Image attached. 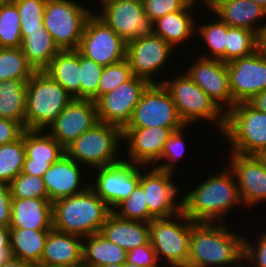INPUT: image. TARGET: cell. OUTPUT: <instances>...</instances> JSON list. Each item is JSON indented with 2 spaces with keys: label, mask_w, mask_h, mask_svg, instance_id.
<instances>
[{
  "label": "cell",
  "mask_w": 266,
  "mask_h": 267,
  "mask_svg": "<svg viewBox=\"0 0 266 267\" xmlns=\"http://www.w3.org/2000/svg\"><path fill=\"white\" fill-rule=\"evenodd\" d=\"M190 0H143V9L148 20L153 23L168 13L183 10Z\"/></svg>",
  "instance_id": "f6af8a7d"
},
{
  "label": "cell",
  "mask_w": 266,
  "mask_h": 267,
  "mask_svg": "<svg viewBox=\"0 0 266 267\" xmlns=\"http://www.w3.org/2000/svg\"><path fill=\"white\" fill-rule=\"evenodd\" d=\"M72 99L45 71H35L26 84L25 130L45 132Z\"/></svg>",
  "instance_id": "277c9868"
},
{
  "label": "cell",
  "mask_w": 266,
  "mask_h": 267,
  "mask_svg": "<svg viewBox=\"0 0 266 267\" xmlns=\"http://www.w3.org/2000/svg\"><path fill=\"white\" fill-rule=\"evenodd\" d=\"M0 249H10V227L0 226Z\"/></svg>",
  "instance_id": "f5cc1de1"
},
{
  "label": "cell",
  "mask_w": 266,
  "mask_h": 267,
  "mask_svg": "<svg viewBox=\"0 0 266 267\" xmlns=\"http://www.w3.org/2000/svg\"><path fill=\"white\" fill-rule=\"evenodd\" d=\"M201 1H204L203 3L206 4L204 6H206L209 9L217 0H201ZM190 2L193 4H197L199 1L190 0Z\"/></svg>",
  "instance_id": "6f0895ef"
},
{
  "label": "cell",
  "mask_w": 266,
  "mask_h": 267,
  "mask_svg": "<svg viewBox=\"0 0 266 267\" xmlns=\"http://www.w3.org/2000/svg\"><path fill=\"white\" fill-rule=\"evenodd\" d=\"M149 84L146 79L133 76L127 82L101 96L95 102L98 121L115 125L123 130L129 123L136 104Z\"/></svg>",
  "instance_id": "4fadbf2b"
},
{
  "label": "cell",
  "mask_w": 266,
  "mask_h": 267,
  "mask_svg": "<svg viewBox=\"0 0 266 267\" xmlns=\"http://www.w3.org/2000/svg\"><path fill=\"white\" fill-rule=\"evenodd\" d=\"M43 133V130L24 131L22 173L26 175L43 177L50 166L65 154V149L50 134Z\"/></svg>",
  "instance_id": "7402d4cb"
},
{
  "label": "cell",
  "mask_w": 266,
  "mask_h": 267,
  "mask_svg": "<svg viewBox=\"0 0 266 267\" xmlns=\"http://www.w3.org/2000/svg\"><path fill=\"white\" fill-rule=\"evenodd\" d=\"M25 161L24 132L16 141L0 146V183L10 182L22 172Z\"/></svg>",
  "instance_id": "e575fe53"
},
{
  "label": "cell",
  "mask_w": 266,
  "mask_h": 267,
  "mask_svg": "<svg viewBox=\"0 0 266 267\" xmlns=\"http://www.w3.org/2000/svg\"><path fill=\"white\" fill-rule=\"evenodd\" d=\"M209 11L230 27L249 29L257 34L264 26H256L257 20L260 22L266 17L263 7L247 0H217Z\"/></svg>",
  "instance_id": "484cf974"
},
{
  "label": "cell",
  "mask_w": 266,
  "mask_h": 267,
  "mask_svg": "<svg viewBox=\"0 0 266 267\" xmlns=\"http://www.w3.org/2000/svg\"><path fill=\"white\" fill-rule=\"evenodd\" d=\"M12 198H48L43 177L18 174L9 184Z\"/></svg>",
  "instance_id": "b9f144b4"
},
{
  "label": "cell",
  "mask_w": 266,
  "mask_h": 267,
  "mask_svg": "<svg viewBox=\"0 0 266 267\" xmlns=\"http://www.w3.org/2000/svg\"><path fill=\"white\" fill-rule=\"evenodd\" d=\"M126 262L141 267H162L156 257L155 250L150 241L128 251Z\"/></svg>",
  "instance_id": "7dc6e473"
},
{
  "label": "cell",
  "mask_w": 266,
  "mask_h": 267,
  "mask_svg": "<svg viewBox=\"0 0 266 267\" xmlns=\"http://www.w3.org/2000/svg\"><path fill=\"white\" fill-rule=\"evenodd\" d=\"M97 105L91 99H75L49 125V133L64 149L97 124Z\"/></svg>",
  "instance_id": "ac0fdd59"
},
{
  "label": "cell",
  "mask_w": 266,
  "mask_h": 267,
  "mask_svg": "<svg viewBox=\"0 0 266 267\" xmlns=\"http://www.w3.org/2000/svg\"><path fill=\"white\" fill-rule=\"evenodd\" d=\"M121 1H132V2H141L143 0H100L101 4H108V3H113V2H121Z\"/></svg>",
  "instance_id": "680465c9"
},
{
  "label": "cell",
  "mask_w": 266,
  "mask_h": 267,
  "mask_svg": "<svg viewBox=\"0 0 266 267\" xmlns=\"http://www.w3.org/2000/svg\"><path fill=\"white\" fill-rule=\"evenodd\" d=\"M11 256L10 249H0V265L6 262Z\"/></svg>",
  "instance_id": "11a10c76"
},
{
  "label": "cell",
  "mask_w": 266,
  "mask_h": 267,
  "mask_svg": "<svg viewBox=\"0 0 266 267\" xmlns=\"http://www.w3.org/2000/svg\"><path fill=\"white\" fill-rule=\"evenodd\" d=\"M113 212L119 217L149 223L154 217L149 213L144 188L138 184L131 195L122 201Z\"/></svg>",
  "instance_id": "ab89813d"
},
{
  "label": "cell",
  "mask_w": 266,
  "mask_h": 267,
  "mask_svg": "<svg viewBox=\"0 0 266 267\" xmlns=\"http://www.w3.org/2000/svg\"><path fill=\"white\" fill-rule=\"evenodd\" d=\"M77 50L96 63L108 66L126 59L127 43L92 13L86 20Z\"/></svg>",
  "instance_id": "8fae6325"
},
{
  "label": "cell",
  "mask_w": 266,
  "mask_h": 267,
  "mask_svg": "<svg viewBox=\"0 0 266 267\" xmlns=\"http://www.w3.org/2000/svg\"><path fill=\"white\" fill-rule=\"evenodd\" d=\"M73 98L80 99V67L78 50H60L43 70Z\"/></svg>",
  "instance_id": "f1b7e54d"
},
{
  "label": "cell",
  "mask_w": 266,
  "mask_h": 267,
  "mask_svg": "<svg viewBox=\"0 0 266 267\" xmlns=\"http://www.w3.org/2000/svg\"><path fill=\"white\" fill-rule=\"evenodd\" d=\"M257 46L258 51L266 56V24L260 29L259 33L257 34Z\"/></svg>",
  "instance_id": "db71d44e"
},
{
  "label": "cell",
  "mask_w": 266,
  "mask_h": 267,
  "mask_svg": "<svg viewBox=\"0 0 266 267\" xmlns=\"http://www.w3.org/2000/svg\"><path fill=\"white\" fill-rule=\"evenodd\" d=\"M19 11L22 39L28 32L44 29L43 15L47 0H11Z\"/></svg>",
  "instance_id": "f35d334b"
},
{
  "label": "cell",
  "mask_w": 266,
  "mask_h": 267,
  "mask_svg": "<svg viewBox=\"0 0 266 267\" xmlns=\"http://www.w3.org/2000/svg\"><path fill=\"white\" fill-rule=\"evenodd\" d=\"M259 235L257 245L246 238L243 242V262L251 263L252 267H266V232Z\"/></svg>",
  "instance_id": "bcb514c9"
},
{
  "label": "cell",
  "mask_w": 266,
  "mask_h": 267,
  "mask_svg": "<svg viewBox=\"0 0 266 267\" xmlns=\"http://www.w3.org/2000/svg\"><path fill=\"white\" fill-rule=\"evenodd\" d=\"M79 163L64 154L43 175L48 199L54 202L84 192L90 184L81 186L83 176ZM86 186V187H85ZM81 187V188H80Z\"/></svg>",
  "instance_id": "603a6c76"
},
{
  "label": "cell",
  "mask_w": 266,
  "mask_h": 267,
  "mask_svg": "<svg viewBox=\"0 0 266 267\" xmlns=\"http://www.w3.org/2000/svg\"><path fill=\"white\" fill-rule=\"evenodd\" d=\"M122 139V129L98 122L68 145L65 154L83 168L85 164L90 168L112 165L122 160L117 153Z\"/></svg>",
  "instance_id": "8992f818"
},
{
  "label": "cell",
  "mask_w": 266,
  "mask_h": 267,
  "mask_svg": "<svg viewBox=\"0 0 266 267\" xmlns=\"http://www.w3.org/2000/svg\"><path fill=\"white\" fill-rule=\"evenodd\" d=\"M258 50L257 33L241 27L228 26L225 63L249 56Z\"/></svg>",
  "instance_id": "d590c367"
},
{
  "label": "cell",
  "mask_w": 266,
  "mask_h": 267,
  "mask_svg": "<svg viewBox=\"0 0 266 267\" xmlns=\"http://www.w3.org/2000/svg\"><path fill=\"white\" fill-rule=\"evenodd\" d=\"M34 72L21 47L0 48V81H28Z\"/></svg>",
  "instance_id": "836d02e7"
},
{
  "label": "cell",
  "mask_w": 266,
  "mask_h": 267,
  "mask_svg": "<svg viewBox=\"0 0 266 267\" xmlns=\"http://www.w3.org/2000/svg\"><path fill=\"white\" fill-rule=\"evenodd\" d=\"M101 267H125V262L124 263H119V264H108V265H104Z\"/></svg>",
  "instance_id": "94428289"
},
{
  "label": "cell",
  "mask_w": 266,
  "mask_h": 267,
  "mask_svg": "<svg viewBox=\"0 0 266 267\" xmlns=\"http://www.w3.org/2000/svg\"><path fill=\"white\" fill-rule=\"evenodd\" d=\"M231 95L234 102H247L266 90V56L258 50L249 56L227 63Z\"/></svg>",
  "instance_id": "e0dca14e"
},
{
  "label": "cell",
  "mask_w": 266,
  "mask_h": 267,
  "mask_svg": "<svg viewBox=\"0 0 266 267\" xmlns=\"http://www.w3.org/2000/svg\"><path fill=\"white\" fill-rule=\"evenodd\" d=\"M73 234L49 230L37 267H82L83 240Z\"/></svg>",
  "instance_id": "cb8c5ba5"
},
{
  "label": "cell",
  "mask_w": 266,
  "mask_h": 267,
  "mask_svg": "<svg viewBox=\"0 0 266 267\" xmlns=\"http://www.w3.org/2000/svg\"><path fill=\"white\" fill-rule=\"evenodd\" d=\"M12 196L8 184L0 183V226L10 227Z\"/></svg>",
  "instance_id": "681fc988"
},
{
  "label": "cell",
  "mask_w": 266,
  "mask_h": 267,
  "mask_svg": "<svg viewBox=\"0 0 266 267\" xmlns=\"http://www.w3.org/2000/svg\"><path fill=\"white\" fill-rule=\"evenodd\" d=\"M172 176V172L154 166L151 171L141 172L139 184L144 188L148 211L154 218H168L182 211V200L176 199L180 190Z\"/></svg>",
  "instance_id": "9a60e30c"
},
{
  "label": "cell",
  "mask_w": 266,
  "mask_h": 267,
  "mask_svg": "<svg viewBox=\"0 0 266 267\" xmlns=\"http://www.w3.org/2000/svg\"><path fill=\"white\" fill-rule=\"evenodd\" d=\"M92 13L93 10L72 0H47L43 25L59 50H77L86 20Z\"/></svg>",
  "instance_id": "9c48e42d"
},
{
  "label": "cell",
  "mask_w": 266,
  "mask_h": 267,
  "mask_svg": "<svg viewBox=\"0 0 266 267\" xmlns=\"http://www.w3.org/2000/svg\"><path fill=\"white\" fill-rule=\"evenodd\" d=\"M0 267H37L36 265L24 261L20 258L11 256L6 262H4Z\"/></svg>",
  "instance_id": "816d5d0a"
},
{
  "label": "cell",
  "mask_w": 266,
  "mask_h": 267,
  "mask_svg": "<svg viewBox=\"0 0 266 267\" xmlns=\"http://www.w3.org/2000/svg\"><path fill=\"white\" fill-rule=\"evenodd\" d=\"M247 103L255 110L266 113V90L255 94Z\"/></svg>",
  "instance_id": "f907efd6"
},
{
  "label": "cell",
  "mask_w": 266,
  "mask_h": 267,
  "mask_svg": "<svg viewBox=\"0 0 266 267\" xmlns=\"http://www.w3.org/2000/svg\"><path fill=\"white\" fill-rule=\"evenodd\" d=\"M80 67V99L98 100V86L104 66L79 52Z\"/></svg>",
  "instance_id": "60d3db41"
},
{
  "label": "cell",
  "mask_w": 266,
  "mask_h": 267,
  "mask_svg": "<svg viewBox=\"0 0 266 267\" xmlns=\"http://www.w3.org/2000/svg\"><path fill=\"white\" fill-rule=\"evenodd\" d=\"M202 36L206 47L210 53H206L201 57L221 60L225 63V46L227 41L228 25L222 22L219 18L212 23L200 25L197 29Z\"/></svg>",
  "instance_id": "74e56055"
},
{
  "label": "cell",
  "mask_w": 266,
  "mask_h": 267,
  "mask_svg": "<svg viewBox=\"0 0 266 267\" xmlns=\"http://www.w3.org/2000/svg\"><path fill=\"white\" fill-rule=\"evenodd\" d=\"M172 49V45L151 32L127 43L126 59L134 76L144 78L149 83H157L151 77L167 64Z\"/></svg>",
  "instance_id": "5bb4252c"
},
{
  "label": "cell",
  "mask_w": 266,
  "mask_h": 267,
  "mask_svg": "<svg viewBox=\"0 0 266 267\" xmlns=\"http://www.w3.org/2000/svg\"><path fill=\"white\" fill-rule=\"evenodd\" d=\"M123 140L128 141V152L130 161L134 164L151 166L158 164V160L164 151L169 136L173 133L170 128H124Z\"/></svg>",
  "instance_id": "44dd1931"
},
{
  "label": "cell",
  "mask_w": 266,
  "mask_h": 267,
  "mask_svg": "<svg viewBox=\"0 0 266 267\" xmlns=\"http://www.w3.org/2000/svg\"><path fill=\"white\" fill-rule=\"evenodd\" d=\"M24 131L20 123L0 117V146L16 141Z\"/></svg>",
  "instance_id": "c3c4849f"
},
{
  "label": "cell",
  "mask_w": 266,
  "mask_h": 267,
  "mask_svg": "<svg viewBox=\"0 0 266 267\" xmlns=\"http://www.w3.org/2000/svg\"><path fill=\"white\" fill-rule=\"evenodd\" d=\"M170 128L173 132L186 125L181 120L176 105L162 83H150L136 104L125 128Z\"/></svg>",
  "instance_id": "30bf717a"
},
{
  "label": "cell",
  "mask_w": 266,
  "mask_h": 267,
  "mask_svg": "<svg viewBox=\"0 0 266 267\" xmlns=\"http://www.w3.org/2000/svg\"><path fill=\"white\" fill-rule=\"evenodd\" d=\"M185 73L225 114L236 104L231 95L227 63L200 55Z\"/></svg>",
  "instance_id": "2e32d148"
},
{
  "label": "cell",
  "mask_w": 266,
  "mask_h": 267,
  "mask_svg": "<svg viewBox=\"0 0 266 267\" xmlns=\"http://www.w3.org/2000/svg\"><path fill=\"white\" fill-rule=\"evenodd\" d=\"M182 212L194 222H222L235 207L242 205L234 174L225 166L184 195Z\"/></svg>",
  "instance_id": "7a4b0ae2"
},
{
  "label": "cell",
  "mask_w": 266,
  "mask_h": 267,
  "mask_svg": "<svg viewBox=\"0 0 266 267\" xmlns=\"http://www.w3.org/2000/svg\"><path fill=\"white\" fill-rule=\"evenodd\" d=\"M10 228L51 230L52 202L48 198H12Z\"/></svg>",
  "instance_id": "d4e9b609"
},
{
  "label": "cell",
  "mask_w": 266,
  "mask_h": 267,
  "mask_svg": "<svg viewBox=\"0 0 266 267\" xmlns=\"http://www.w3.org/2000/svg\"><path fill=\"white\" fill-rule=\"evenodd\" d=\"M140 164H134L126 159L96 168L94 185L90 187L113 211L122 201L127 199L140 182ZM139 167V168H138Z\"/></svg>",
  "instance_id": "7c38bea8"
},
{
  "label": "cell",
  "mask_w": 266,
  "mask_h": 267,
  "mask_svg": "<svg viewBox=\"0 0 266 267\" xmlns=\"http://www.w3.org/2000/svg\"><path fill=\"white\" fill-rule=\"evenodd\" d=\"M194 223L182 211L175 216L154 218L149 222V239L159 264L164 258L163 263L167 261L168 267H187Z\"/></svg>",
  "instance_id": "52a82bcc"
},
{
  "label": "cell",
  "mask_w": 266,
  "mask_h": 267,
  "mask_svg": "<svg viewBox=\"0 0 266 267\" xmlns=\"http://www.w3.org/2000/svg\"><path fill=\"white\" fill-rule=\"evenodd\" d=\"M20 21L17 6L11 0L0 8V48L21 47Z\"/></svg>",
  "instance_id": "8d00e7d4"
},
{
  "label": "cell",
  "mask_w": 266,
  "mask_h": 267,
  "mask_svg": "<svg viewBox=\"0 0 266 267\" xmlns=\"http://www.w3.org/2000/svg\"><path fill=\"white\" fill-rule=\"evenodd\" d=\"M99 233L127 251L150 241L149 223L124 219L113 211L107 216Z\"/></svg>",
  "instance_id": "4316f807"
},
{
  "label": "cell",
  "mask_w": 266,
  "mask_h": 267,
  "mask_svg": "<svg viewBox=\"0 0 266 267\" xmlns=\"http://www.w3.org/2000/svg\"><path fill=\"white\" fill-rule=\"evenodd\" d=\"M256 156L266 168V148L261 150Z\"/></svg>",
  "instance_id": "9f6ffc18"
},
{
  "label": "cell",
  "mask_w": 266,
  "mask_h": 267,
  "mask_svg": "<svg viewBox=\"0 0 266 267\" xmlns=\"http://www.w3.org/2000/svg\"><path fill=\"white\" fill-rule=\"evenodd\" d=\"M28 81H0V117L20 123L25 129L26 84Z\"/></svg>",
  "instance_id": "d6a6232c"
},
{
  "label": "cell",
  "mask_w": 266,
  "mask_h": 267,
  "mask_svg": "<svg viewBox=\"0 0 266 267\" xmlns=\"http://www.w3.org/2000/svg\"><path fill=\"white\" fill-rule=\"evenodd\" d=\"M125 267H141V266H138L136 264H130L128 262H125Z\"/></svg>",
  "instance_id": "6125c7cd"
},
{
  "label": "cell",
  "mask_w": 266,
  "mask_h": 267,
  "mask_svg": "<svg viewBox=\"0 0 266 267\" xmlns=\"http://www.w3.org/2000/svg\"><path fill=\"white\" fill-rule=\"evenodd\" d=\"M253 3H256L257 5H260L266 10V0H247Z\"/></svg>",
  "instance_id": "91938a15"
},
{
  "label": "cell",
  "mask_w": 266,
  "mask_h": 267,
  "mask_svg": "<svg viewBox=\"0 0 266 267\" xmlns=\"http://www.w3.org/2000/svg\"><path fill=\"white\" fill-rule=\"evenodd\" d=\"M193 6L196 4L190 2L183 10L174 11L158 18L152 23V32L173 47L186 42L199 27L195 24L196 20L194 22L195 18L190 12L193 10Z\"/></svg>",
  "instance_id": "83f0119b"
},
{
  "label": "cell",
  "mask_w": 266,
  "mask_h": 267,
  "mask_svg": "<svg viewBox=\"0 0 266 267\" xmlns=\"http://www.w3.org/2000/svg\"><path fill=\"white\" fill-rule=\"evenodd\" d=\"M21 49L35 71L44 70L60 51L45 28L41 31L28 32L22 39Z\"/></svg>",
  "instance_id": "1f68e13d"
},
{
  "label": "cell",
  "mask_w": 266,
  "mask_h": 267,
  "mask_svg": "<svg viewBox=\"0 0 266 267\" xmlns=\"http://www.w3.org/2000/svg\"><path fill=\"white\" fill-rule=\"evenodd\" d=\"M49 230L10 228L11 255L38 265L41 260Z\"/></svg>",
  "instance_id": "4dcf8cb0"
},
{
  "label": "cell",
  "mask_w": 266,
  "mask_h": 267,
  "mask_svg": "<svg viewBox=\"0 0 266 267\" xmlns=\"http://www.w3.org/2000/svg\"><path fill=\"white\" fill-rule=\"evenodd\" d=\"M223 136L232 144L231 152L257 155L266 148V113L247 102L237 103L225 115Z\"/></svg>",
  "instance_id": "ba28073f"
},
{
  "label": "cell",
  "mask_w": 266,
  "mask_h": 267,
  "mask_svg": "<svg viewBox=\"0 0 266 267\" xmlns=\"http://www.w3.org/2000/svg\"><path fill=\"white\" fill-rule=\"evenodd\" d=\"M186 127H190V125H186L184 128L174 131L168 138L166 144H165V148L164 151L161 155V158L158 161H162V160H168L166 163H162L159 165H154V167L160 169V170H164V171H168V172H176L175 171V166L177 162H179L178 160L183 156V154H185V142L183 137L185 135H183V131L184 129H186Z\"/></svg>",
  "instance_id": "ee69618b"
},
{
  "label": "cell",
  "mask_w": 266,
  "mask_h": 267,
  "mask_svg": "<svg viewBox=\"0 0 266 267\" xmlns=\"http://www.w3.org/2000/svg\"><path fill=\"white\" fill-rule=\"evenodd\" d=\"M228 163L234 174L240 199L244 207L266 201V168L256 155H241L231 152Z\"/></svg>",
  "instance_id": "ffe728a7"
},
{
  "label": "cell",
  "mask_w": 266,
  "mask_h": 267,
  "mask_svg": "<svg viewBox=\"0 0 266 267\" xmlns=\"http://www.w3.org/2000/svg\"><path fill=\"white\" fill-rule=\"evenodd\" d=\"M127 59L118 63L104 66L98 86V99L117 88L120 84L127 82L133 77Z\"/></svg>",
  "instance_id": "7bdbcfd3"
},
{
  "label": "cell",
  "mask_w": 266,
  "mask_h": 267,
  "mask_svg": "<svg viewBox=\"0 0 266 267\" xmlns=\"http://www.w3.org/2000/svg\"><path fill=\"white\" fill-rule=\"evenodd\" d=\"M243 242L244 237L230 231L223 222H195L187 267H243Z\"/></svg>",
  "instance_id": "6da1fadb"
},
{
  "label": "cell",
  "mask_w": 266,
  "mask_h": 267,
  "mask_svg": "<svg viewBox=\"0 0 266 267\" xmlns=\"http://www.w3.org/2000/svg\"><path fill=\"white\" fill-rule=\"evenodd\" d=\"M111 212L89 186L84 192L52 202L53 229L84 238L100 232Z\"/></svg>",
  "instance_id": "3957f363"
},
{
  "label": "cell",
  "mask_w": 266,
  "mask_h": 267,
  "mask_svg": "<svg viewBox=\"0 0 266 267\" xmlns=\"http://www.w3.org/2000/svg\"><path fill=\"white\" fill-rule=\"evenodd\" d=\"M96 15L110 26L126 43L152 32V23L145 15L141 2L121 1L100 4Z\"/></svg>",
  "instance_id": "d6986e66"
},
{
  "label": "cell",
  "mask_w": 266,
  "mask_h": 267,
  "mask_svg": "<svg viewBox=\"0 0 266 267\" xmlns=\"http://www.w3.org/2000/svg\"><path fill=\"white\" fill-rule=\"evenodd\" d=\"M84 238L83 267H101L126 262L128 251L110 242L99 232Z\"/></svg>",
  "instance_id": "f546056e"
},
{
  "label": "cell",
  "mask_w": 266,
  "mask_h": 267,
  "mask_svg": "<svg viewBox=\"0 0 266 267\" xmlns=\"http://www.w3.org/2000/svg\"><path fill=\"white\" fill-rule=\"evenodd\" d=\"M9 0H0V8L5 5Z\"/></svg>",
  "instance_id": "be15d7a7"
},
{
  "label": "cell",
  "mask_w": 266,
  "mask_h": 267,
  "mask_svg": "<svg viewBox=\"0 0 266 267\" xmlns=\"http://www.w3.org/2000/svg\"><path fill=\"white\" fill-rule=\"evenodd\" d=\"M170 79L161 80L168 90L177 112L185 125L202 120L216 124L220 134L225 129V113L210 99V97L186 73Z\"/></svg>",
  "instance_id": "5b68a950"
}]
</instances>
